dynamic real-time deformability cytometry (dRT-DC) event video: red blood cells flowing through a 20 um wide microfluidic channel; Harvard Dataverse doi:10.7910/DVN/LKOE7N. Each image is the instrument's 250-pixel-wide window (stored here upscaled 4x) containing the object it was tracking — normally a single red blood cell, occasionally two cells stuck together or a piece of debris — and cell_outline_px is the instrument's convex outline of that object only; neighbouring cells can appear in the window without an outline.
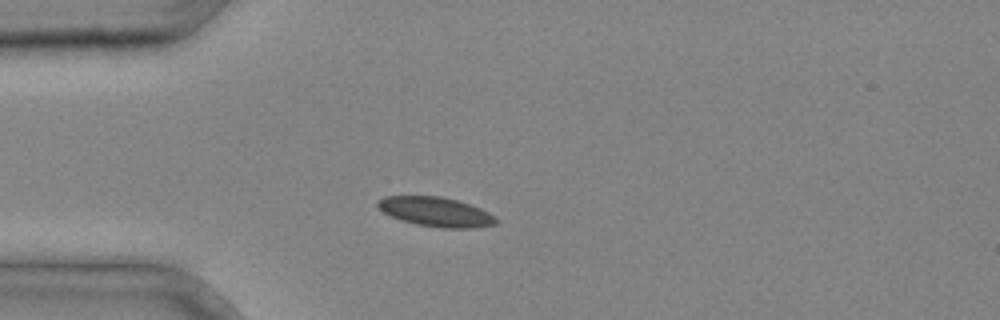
{"species": "common noctule bat (a hibernating species)", "species_latin": "Nyctalus noctula", "temperature_condition": "cold", "stored_images_in_passage": 5, "camera_frame_rate_fps": 3000, "um_per_image_px": 0.085, "animal": {"sex": "male", "body_mass_g": 20.4}, "frame": {"image": 1, "passage_image": 1, "time_ms": 0.0, "image_size_px": [1000, 320], "cell_outline_px": [[500, 220], [496, 224], [472, 228], [440, 228], [416, 224], [400, 220], [384, 212], [376, 204], [376, 200], [384, 196], [440, 196], [456, 200], [480, 208], [488, 212]], "centroid_in_image_um": [37.04, 18.01], "position_along_channel_um": 48.0, "area_um2": 20.29}}